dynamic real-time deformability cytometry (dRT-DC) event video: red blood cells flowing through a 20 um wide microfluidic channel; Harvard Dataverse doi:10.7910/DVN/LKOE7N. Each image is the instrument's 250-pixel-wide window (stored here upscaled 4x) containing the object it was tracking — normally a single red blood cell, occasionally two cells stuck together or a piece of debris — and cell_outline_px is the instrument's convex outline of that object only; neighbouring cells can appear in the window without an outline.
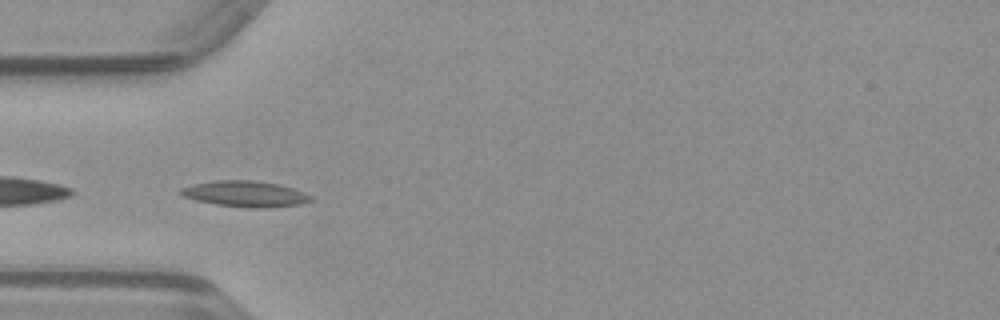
{"species": "common noctule bat (a hibernating species)", "species_latin": "Nyctalus noctula", "temperature_condition": "warm", "stored_images_in_passage": 28, "camera_frame_rate_fps": 3000, "um_per_image_px": 0.085, "animal": {"sex": "male", "body_mass_g": 23.1, "forearm_length_mm": 52.7}, "frame": {"image": 1, "passage_image": 1, "time_ms": 0.0, "image_size_px": [1000, 320], "cell_outline_px": [[312, 200], [300, 204], [268, 208], [252, 208], [216, 204], [196, 200], [184, 196], [180, 192], [180, 188], [192, 184], [220, 180], [256, 180], [280, 184], [304, 192], [312, 196]], "centroid_in_image_um": [20.88, 16.47], "position_along_channel_um": 64.1, "area_um2": 19.59}}
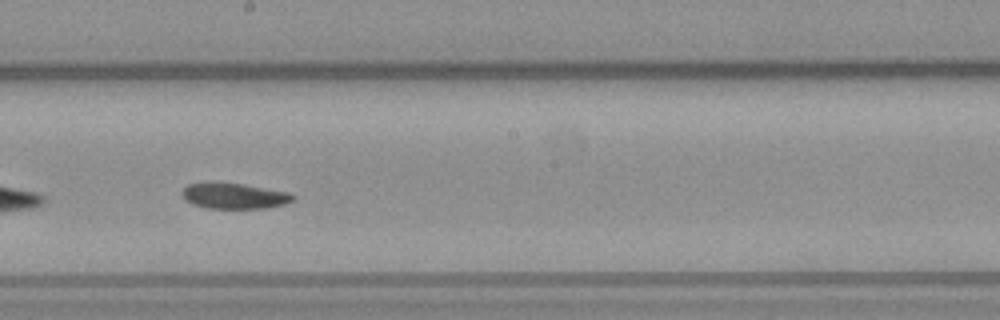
{"frame": {"image": 2, "passage_image": 13, "time_ms": 4.0, "image_size_px": [1000, 320], "cell_outline_px": [[296, 196], [292, 200], [284, 204], [264, 208], [208, 208], [192, 204], [184, 200], [180, 192], [188, 184], [244, 184], [288, 192]], "centroid_in_image_um": [19.9, 16.67], "position_along_channel_um": 228.3, "area_um2": 16.18}}
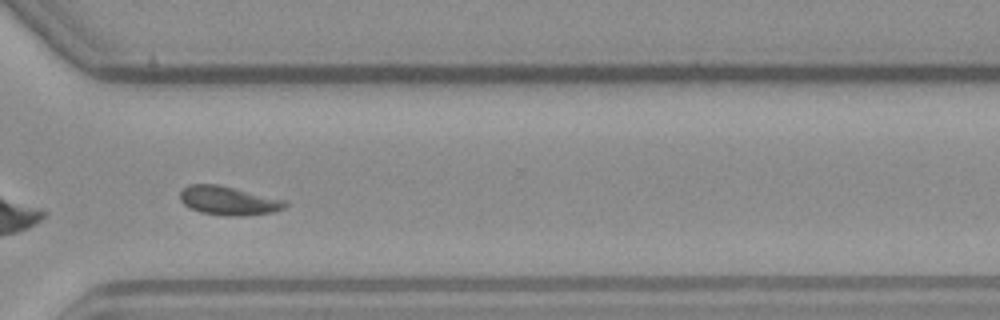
{"frame": {"image": 3, "passage_image": 22, "time_ms": 7.0, "image_size_px": [1000, 320], "cell_outline_px": [[288, 204], [284, 208], [272, 212], [244, 216], [228, 216], [200, 212], [184, 204], [180, 200], [180, 188], [188, 184], [216, 184], [288, 200]], "centroid_in_image_um": [19.42, 17.05], "position_along_channel_um": 351.2, "area_um2": 17.74}}